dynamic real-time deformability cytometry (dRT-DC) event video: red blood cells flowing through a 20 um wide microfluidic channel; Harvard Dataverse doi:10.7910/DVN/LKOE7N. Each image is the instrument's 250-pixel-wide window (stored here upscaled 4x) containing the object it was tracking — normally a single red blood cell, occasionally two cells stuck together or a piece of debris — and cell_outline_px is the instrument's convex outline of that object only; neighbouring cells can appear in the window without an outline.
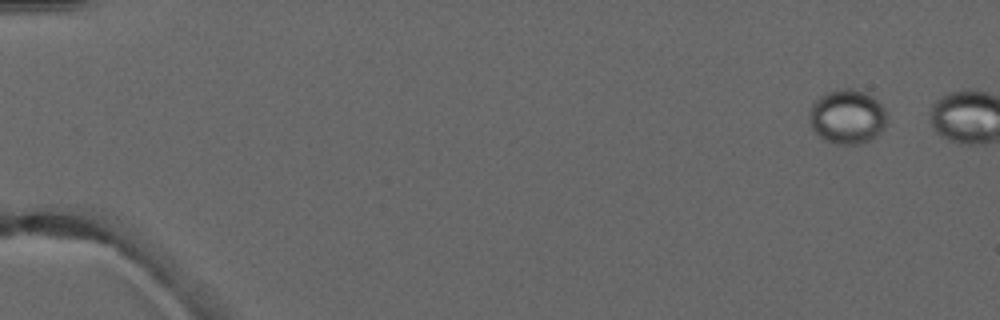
{"species": "common noctule bat (a hibernating species)", "species_latin": "Nyctalus noctula", "temperature_condition": "warm", "stored_images_in_passage": 2, "camera_frame_rate_fps": 3000, "um_per_image_px": 0.085, "animal": {"sex": "male", "forearm_length_mm": 52.5}, "frame": {"image": 1, "passage_image": 1, "time_ms": 0.0, "image_size_px": [1000, 320], "cell_outline_px": [[888, 120], [884, 128], [872, 140], [864, 144], [836, 144], [824, 140], [812, 128], [808, 120], [808, 112], [812, 104], [820, 96], [828, 92], [844, 88], [848, 88], [864, 92], [872, 96], [884, 108]], "centroid_in_image_um": [72.02, 9.94], "position_along_channel_um": 13.0, "area_um2": 24.8}}